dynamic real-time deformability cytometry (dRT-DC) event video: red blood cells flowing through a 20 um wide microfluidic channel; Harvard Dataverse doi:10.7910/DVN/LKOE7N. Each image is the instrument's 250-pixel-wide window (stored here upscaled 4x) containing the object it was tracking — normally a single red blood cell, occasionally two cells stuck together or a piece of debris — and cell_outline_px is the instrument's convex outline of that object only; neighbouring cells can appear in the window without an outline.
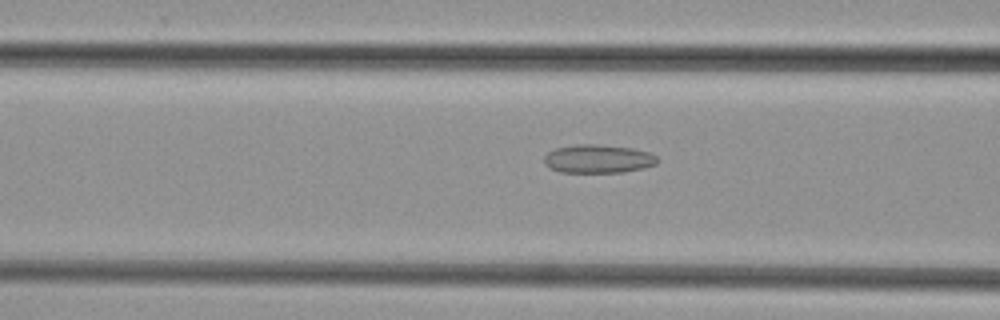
{"species": "common noctule bat (a hibernating species)", "species_latin": "Nyctalus noctula", "temperature_condition": "cold", "stored_images_in_passage": 50, "camera_frame_rate_fps": 3000, "um_per_image_px": 0.085, "animal": {"sex": "female", "body_mass_g": 29.2, "forearm_length_mm": 56.3}, "frame": {"image": 1, "passage_image": 20, "time_ms": 6.333, "image_size_px": [1000, 320], "cell_outline_px": [[660, 160], [656, 164], [644, 168], [624, 172], [560, 172], [548, 168], [544, 164], [544, 156], [548, 152], [556, 148], [576, 144], [596, 144], [632, 148], [652, 152]], "centroid_in_image_um": [50.85, 13.5], "position_along_channel_um": 115.7, "area_um2": 19.02}}
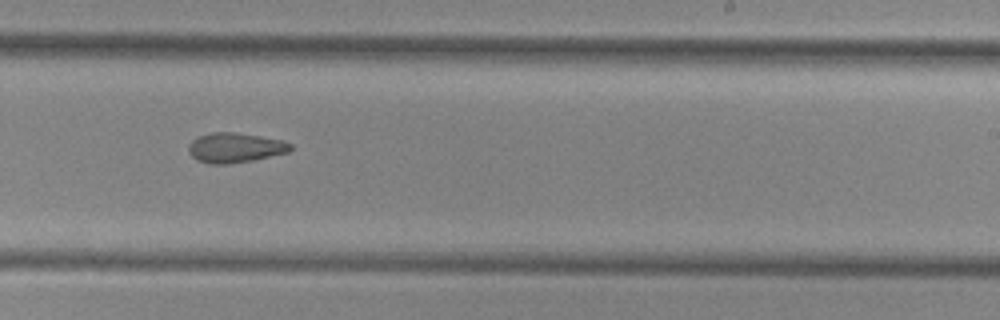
{"frame": {"image": 2, "passage_image": 31, "time_ms": 10.0, "image_size_px": [1000, 320], "cell_outline_px": [[292, 148], [288, 152], [252, 160], [228, 164], [212, 164], [196, 160], [188, 152], [188, 144], [192, 140], [200, 136], [212, 132], [236, 132], [284, 140], [292, 144]], "centroid_in_image_um": [19.97, 12.55], "position_along_channel_um": 269.0, "area_um2": 17.74}}
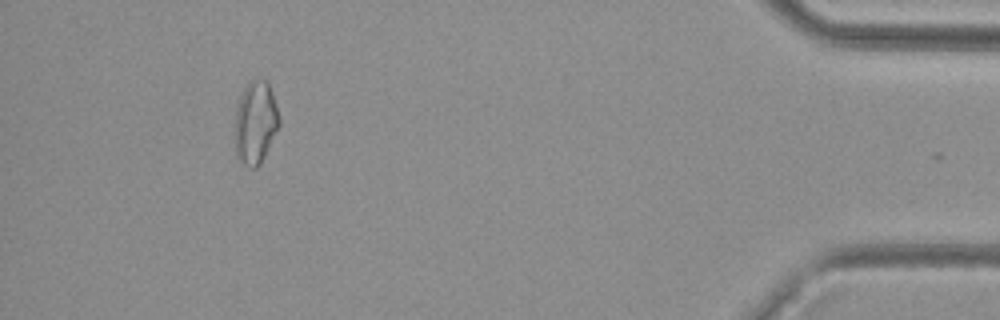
{"frame": {"image": 3, "passage_image": 46, "time_ms": 15.0, "image_size_px": [1000, 320], "cell_outline_px": [[280, 124], [260, 164], [256, 168], [252, 168], [240, 160], [236, 156], [236, 108], [240, 96], [248, 80], [256, 76], [268, 80], [276, 104], [280, 120]], "centroid_in_image_um": [21.73, 10.33], "position_along_channel_um": 413.5, "area_um2": 21.39}}